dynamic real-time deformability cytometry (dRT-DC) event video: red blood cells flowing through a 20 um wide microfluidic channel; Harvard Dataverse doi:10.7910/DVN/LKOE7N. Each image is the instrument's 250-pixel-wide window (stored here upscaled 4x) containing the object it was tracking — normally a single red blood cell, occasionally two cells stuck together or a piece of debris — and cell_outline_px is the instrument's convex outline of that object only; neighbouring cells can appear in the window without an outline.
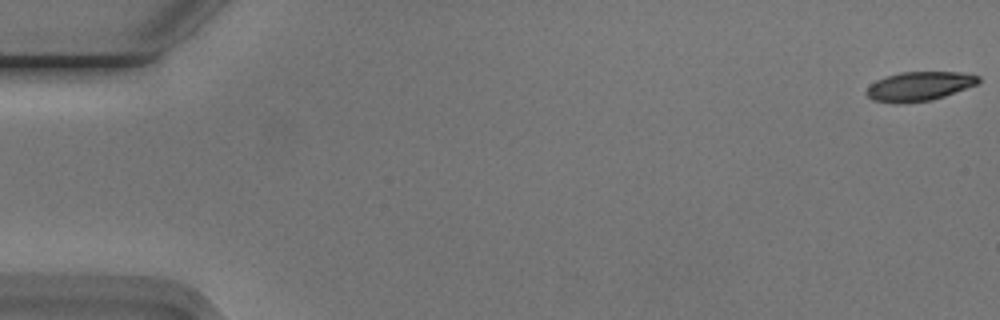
{"species": "Egyptian fruit bat (a non-hibernating species)", "species_latin": "Rousettus aegyptiacus", "temperature_condition": "cold", "stored_images_in_passage": 54, "camera_frame_rate_fps": 3000, "um_per_image_px": 0.085, "animal": {"sex": "male"}, "frame": {"image": 1, "passage_image": 1, "time_ms": 0.0, "image_size_px": [1000, 320], "cell_outline_px": [[980, 80], [976, 84], [944, 96], [932, 100], [904, 104], [892, 104], [872, 100], [864, 92], [876, 80], [900, 72], [960, 72], [980, 76]], "centroid_in_image_um": [78.1, 7.35], "position_along_channel_um": 6.9, "area_um2": 19.07}}
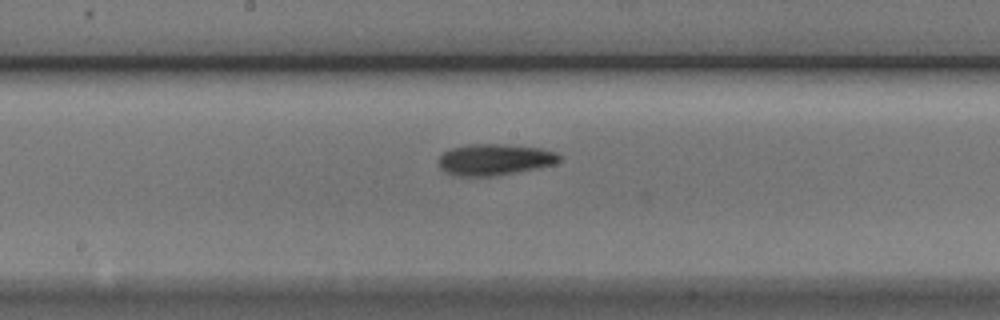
{"frame": {"image": 2, "passage_image": 29, "time_ms": 9.333, "image_size_px": [1000, 320], "cell_outline_px": [[560, 160], [556, 164], [496, 176], [452, 176], [444, 172], [440, 168], [440, 156], [444, 152], [452, 148], [468, 144], [504, 144], [540, 148], [556, 152], [560, 156]], "centroid_in_image_um": [42.03, 13.57], "position_along_channel_um": 206.2, "area_um2": 22.08}}
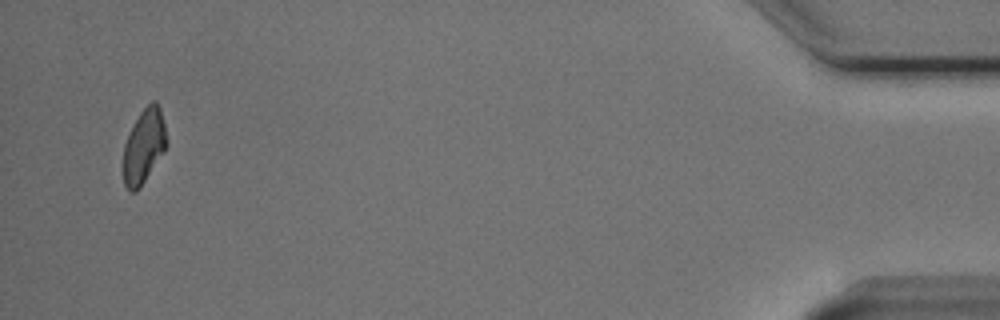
{"frame": {"image": 3, "passage_image": 53, "time_ms": 17.333, "image_size_px": [1000, 320], "cell_outline_px": [[168, 144], [164, 152], [140, 188], [136, 192], [128, 192], [124, 184], [120, 164], [124, 144], [140, 112], [152, 100], [156, 100], [160, 108], [164, 124]], "centroid_in_image_um": [12.19, 12.49], "position_along_channel_um": 423.0, "area_um2": 19.25}}